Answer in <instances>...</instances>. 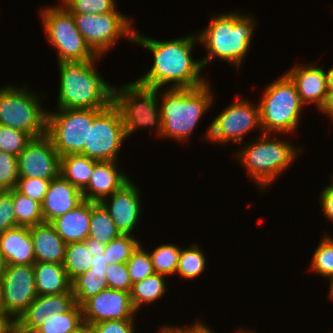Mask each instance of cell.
I'll use <instances>...</instances> for the list:
<instances>
[{"label": "cell", "mask_w": 333, "mask_h": 333, "mask_svg": "<svg viewBox=\"0 0 333 333\" xmlns=\"http://www.w3.org/2000/svg\"><path fill=\"white\" fill-rule=\"evenodd\" d=\"M197 41L198 34L160 41L135 30L133 43L147 48L154 57L150 70L137 81L145 86L158 88H163L168 83L172 85L173 82L171 88H195L206 84L207 81L200 76L203 69L201 59L194 60L191 56Z\"/></svg>", "instance_id": "1"}, {"label": "cell", "mask_w": 333, "mask_h": 333, "mask_svg": "<svg viewBox=\"0 0 333 333\" xmlns=\"http://www.w3.org/2000/svg\"><path fill=\"white\" fill-rule=\"evenodd\" d=\"M91 61L60 62L57 109H104L113 103V87Z\"/></svg>", "instance_id": "2"}, {"label": "cell", "mask_w": 333, "mask_h": 333, "mask_svg": "<svg viewBox=\"0 0 333 333\" xmlns=\"http://www.w3.org/2000/svg\"><path fill=\"white\" fill-rule=\"evenodd\" d=\"M205 29L198 33L199 42L205 45L207 54L201 60L202 66L213 58L234 64L237 69L250 49L256 21L250 15L239 11L214 15Z\"/></svg>", "instance_id": "3"}, {"label": "cell", "mask_w": 333, "mask_h": 333, "mask_svg": "<svg viewBox=\"0 0 333 333\" xmlns=\"http://www.w3.org/2000/svg\"><path fill=\"white\" fill-rule=\"evenodd\" d=\"M169 87V88H168ZM161 94L160 114L162 117V136L168 139L188 138L208 108L213 97L209 82L195 88H171Z\"/></svg>", "instance_id": "4"}, {"label": "cell", "mask_w": 333, "mask_h": 333, "mask_svg": "<svg viewBox=\"0 0 333 333\" xmlns=\"http://www.w3.org/2000/svg\"><path fill=\"white\" fill-rule=\"evenodd\" d=\"M273 134L262 133L253 142L243 145L236 154L253 181L264 190L294 162L301 149Z\"/></svg>", "instance_id": "5"}, {"label": "cell", "mask_w": 333, "mask_h": 333, "mask_svg": "<svg viewBox=\"0 0 333 333\" xmlns=\"http://www.w3.org/2000/svg\"><path fill=\"white\" fill-rule=\"evenodd\" d=\"M264 92L259 102L262 133H293L304 106L294 82L285 73L269 83Z\"/></svg>", "instance_id": "6"}, {"label": "cell", "mask_w": 333, "mask_h": 333, "mask_svg": "<svg viewBox=\"0 0 333 333\" xmlns=\"http://www.w3.org/2000/svg\"><path fill=\"white\" fill-rule=\"evenodd\" d=\"M158 87L145 86L136 81L122 85L120 89L113 87V104L118 108L128 138L134 131L145 127L156 129L162 136L163 123L160 114Z\"/></svg>", "instance_id": "7"}, {"label": "cell", "mask_w": 333, "mask_h": 333, "mask_svg": "<svg viewBox=\"0 0 333 333\" xmlns=\"http://www.w3.org/2000/svg\"><path fill=\"white\" fill-rule=\"evenodd\" d=\"M28 91L27 86L0 88V125L36 138L46 134L47 111L42 108L39 95Z\"/></svg>", "instance_id": "8"}, {"label": "cell", "mask_w": 333, "mask_h": 333, "mask_svg": "<svg viewBox=\"0 0 333 333\" xmlns=\"http://www.w3.org/2000/svg\"><path fill=\"white\" fill-rule=\"evenodd\" d=\"M41 13L48 41L56 48L58 63L91 61L97 57L78 31L73 14L63 5L47 6Z\"/></svg>", "instance_id": "9"}, {"label": "cell", "mask_w": 333, "mask_h": 333, "mask_svg": "<svg viewBox=\"0 0 333 333\" xmlns=\"http://www.w3.org/2000/svg\"><path fill=\"white\" fill-rule=\"evenodd\" d=\"M103 109H58L47 112L46 135L63 157L80 154L88 143L89 125Z\"/></svg>", "instance_id": "10"}, {"label": "cell", "mask_w": 333, "mask_h": 333, "mask_svg": "<svg viewBox=\"0 0 333 333\" xmlns=\"http://www.w3.org/2000/svg\"><path fill=\"white\" fill-rule=\"evenodd\" d=\"M76 27L92 51L102 58L119 38L133 42L132 20L121 12L73 15Z\"/></svg>", "instance_id": "11"}, {"label": "cell", "mask_w": 333, "mask_h": 333, "mask_svg": "<svg viewBox=\"0 0 333 333\" xmlns=\"http://www.w3.org/2000/svg\"><path fill=\"white\" fill-rule=\"evenodd\" d=\"M126 139L118 108L112 103L89 125L88 143L80 153L96 161H117L120 146Z\"/></svg>", "instance_id": "12"}, {"label": "cell", "mask_w": 333, "mask_h": 333, "mask_svg": "<svg viewBox=\"0 0 333 333\" xmlns=\"http://www.w3.org/2000/svg\"><path fill=\"white\" fill-rule=\"evenodd\" d=\"M236 96L237 100L214 118L204 139L221 144L232 141L236 144L243 142L244 136L250 131L259 127L261 129L259 105L254 106L249 100H239V95Z\"/></svg>", "instance_id": "13"}, {"label": "cell", "mask_w": 333, "mask_h": 333, "mask_svg": "<svg viewBox=\"0 0 333 333\" xmlns=\"http://www.w3.org/2000/svg\"><path fill=\"white\" fill-rule=\"evenodd\" d=\"M37 296L33 265H6L0 307L17 321Z\"/></svg>", "instance_id": "14"}, {"label": "cell", "mask_w": 333, "mask_h": 333, "mask_svg": "<svg viewBox=\"0 0 333 333\" xmlns=\"http://www.w3.org/2000/svg\"><path fill=\"white\" fill-rule=\"evenodd\" d=\"M17 159L19 178L52 180L60 175V155L46 134L32 138Z\"/></svg>", "instance_id": "15"}, {"label": "cell", "mask_w": 333, "mask_h": 333, "mask_svg": "<svg viewBox=\"0 0 333 333\" xmlns=\"http://www.w3.org/2000/svg\"><path fill=\"white\" fill-rule=\"evenodd\" d=\"M83 321L92 325L103 321L134 320L130 293L112 288L100 291L82 305Z\"/></svg>", "instance_id": "16"}, {"label": "cell", "mask_w": 333, "mask_h": 333, "mask_svg": "<svg viewBox=\"0 0 333 333\" xmlns=\"http://www.w3.org/2000/svg\"><path fill=\"white\" fill-rule=\"evenodd\" d=\"M139 190L129 179L109 196L111 202L108 198L101 202L121 234L133 233L140 219L141 202Z\"/></svg>", "instance_id": "17"}, {"label": "cell", "mask_w": 333, "mask_h": 333, "mask_svg": "<svg viewBox=\"0 0 333 333\" xmlns=\"http://www.w3.org/2000/svg\"><path fill=\"white\" fill-rule=\"evenodd\" d=\"M286 74L294 82L301 103L313 104L321 112L328 99L326 71L322 66L317 67L299 64L289 69Z\"/></svg>", "instance_id": "18"}, {"label": "cell", "mask_w": 333, "mask_h": 333, "mask_svg": "<svg viewBox=\"0 0 333 333\" xmlns=\"http://www.w3.org/2000/svg\"><path fill=\"white\" fill-rule=\"evenodd\" d=\"M75 297L72 289L67 293L54 295H38L27 307V310L16 321L23 330L34 333L51 315L66 313L74 305Z\"/></svg>", "instance_id": "19"}, {"label": "cell", "mask_w": 333, "mask_h": 333, "mask_svg": "<svg viewBox=\"0 0 333 333\" xmlns=\"http://www.w3.org/2000/svg\"><path fill=\"white\" fill-rule=\"evenodd\" d=\"M83 201L82 191L59 175L50 181L44 201L41 204L44 222L51 223L59 216L75 209Z\"/></svg>", "instance_id": "20"}, {"label": "cell", "mask_w": 333, "mask_h": 333, "mask_svg": "<svg viewBox=\"0 0 333 333\" xmlns=\"http://www.w3.org/2000/svg\"><path fill=\"white\" fill-rule=\"evenodd\" d=\"M116 164V161H99L94 165L89 184L82 190L84 200L101 203L130 179L118 171Z\"/></svg>", "instance_id": "21"}, {"label": "cell", "mask_w": 333, "mask_h": 333, "mask_svg": "<svg viewBox=\"0 0 333 333\" xmlns=\"http://www.w3.org/2000/svg\"><path fill=\"white\" fill-rule=\"evenodd\" d=\"M35 262L63 264L66 243L51 223L43 222L29 227Z\"/></svg>", "instance_id": "22"}, {"label": "cell", "mask_w": 333, "mask_h": 333, "mask_svg": "<svg viewBox=\"0 0 333 333\" xmlns=\"http://www.w3.org/2000/svg\"><path fill=\"white\" fill-rule=\"evenodd\" d=\"M0 252L7 265H33L35 257L29 227L17 226L0 234Z\"/></svg>", "instance_id": "23"}, {"label": "cell", "mask_w": 333, "mask_h": 333, "mask_svg": "<svg viewBox=\"0 0 333 333\" xmlns=\"http://www.w3.org/2000/svg\"><path fill=\"white\" fill-rule=\"evenodd\" d=\"M91 201L84 200L75 209L54 219L51 224L66 243L82 242L89 236Z\"/></svg>", "instance_id": "24"}, {"label": "cell", "mask_w": 333, "mask_h": 333, "mask_svg": "<svg viewBox=\"0 0 333 333\" xmlns=\"http://www.w3.org/2000/svg\"><path fill=\"white\" fill-rule=\"evenodd\" d=\"M33 267L37 295L62 294L72 289L63 264L35 262Z\"/></svg>", "instance_id": "25"}, {"label": "cell", "mask_w": 333, "mask_h": 333, "mask_svg": "<svg viewBox=\"0 0 333 333\" xmlns=\"http://www.w3.org/2000/svg\"><path fill=\"white\" fill-rule=\"evenodd\" d=\"M97 162L82 154L65 155L60 157V175L82 191L89 184Z\"/></svg>", "instance_id": "26"}, {"label": "cell", "mask_w": 333, "mask_h": 333, "mask_svg": "<svg viewBox=\"0 0 333 333\" xmlns=\"http://www.w3.org/2000/svg\"><path fill=\"white\" fill-rule=\"evenodd\" d=\"M166 277L163 274L154 273L144 280L132 284L130 300L136 312L144 304H150L160 299L167 291Z\"/></svg>", "instance_id": "27"}, {"label": "cell", "mask_w": 333, "mask_h": 333, "mask_svg": "<svg viewBox=\"0 0 333 333\" xmlns=\"http://www.w3.org/2000/svg\"><path fill=\"white\" fill-rule=\"evenodd\" d=\"M120 235L106 208L101 203L91 202L88 237L107 245Z\"/></svg>", "instance_id": "28"}, {"label": "cell", "mask_w": 333, "mask_h": 333, "mask_svg": "<svg viewBox=\"0 0 333 333\" xmlns=\"http://www.w3.org/2000/svg\"><path fill=\"white\" fill-rule=\"evenodd\" d=\"M93 256L86 248L85 241L71 242L66 245L64 269L72 282L92 266Z\"/></svg>", "instance_id": "29"}, {"label": "cell", "mask_w": 333, "mask_h": 333, "mask_svg": "<svg viewBox=\"0 0 333 333\" xmlns=\"http://www.w3.org/2000/svg\"><path fill=\"white\" fill-rule=\"evenodd\" d=\"M12 199L16 217V227H31L44 222L40 203L23 195L15 188L12 190Z\"/></svg>", "instance_id": "30"}, {"label": "cell", "mask_w": 333, "mask_h": 333, "mask_svg": "<svg viewBox=\"0 0 333 333\" xmlns=\"http://www.w3.org/2000/svg\"><path fill=\"white\" fill-rule=\"evenodd\" d=\"M83 322L82 308L75 304L66 313L49 316L34 333H69Z\"/></svg>", "instance_id": "31"}, {"label": "cell", "mask_w": 333, "mask_h": 333, "mask_svg": "<svg viewBox=\"0 0 333 333\" xmlns=\"http://www.w3.org/2000/svg\"><path fill=\"white\" fill-rule=\"evenodd\" d=\"M206 267V256L197 244L181 249L176 274L185 278L193 279Z\"/></svg>", "instance_id": "32"}, {"label": "cell", "mask_w": 333, "mask_h": 333, "mask_svg": "<svg viewBox=\"0 0 333 333\" xmlns=\"http://www.w3.org/2000/svg\"><path fill=\"white\" fill-rule=\"evenodd\" d=\"M181 249L169 243L161 244L149 252L155 273L169 276L176 274Z\"/></svg>", "instance_id": "33"}, {"label": "cell", "mask_w": 333, "mask_h": 333, "mask_svg": "<svg viewBox=\"0 0 333 333\" xmlns=\"http://www.w3.org/2000/svg\"><path fill=\"white\" fill-rule=\"evenodd\" d=\"M139 244V240L134 238L133 234H121L118 238L109 242L104 251L108 265L127 263Z\"/></svg>", "instance_id": "34"}, {"label": "cell", "mask_w": 333, "mask_h": 333, "mask_svg": "<svg viewBox=\"0 0 333 333\" xmlns=\"http://www.w3.org/2000/svg\"><path fill=\"white\" fill-rule=\"evenodd\" d=\"M310 271L326 278L333 275V238L325 234L311 260Z\"/></svg>", "instance_id": "35"}, {"label": "cell", "mask_w": 333, "mask_h": 333, "mask_svg": "<svg viewBox=\"0 0 333 333\" xmlns=\"http://www.w3.org/2000/svg\"><path fill=\"white\" fill-rule=\"evenodd\" d=\"M73 15L119 12L115 0H60Z\"/></svg>", "instance_id": "36"}, {"label": "cell", "mask_w": 333, "mask_h": 333, "mask_svg": "<svg viewBox=\"0 0 333 333\" xmlns=\"http://www.w3.org/2000/svg\"><path fill=\"white\" fill-rule=\"evenodd\" d=\"M126 265L132 284L142 281L155 273L149 251L144 250L141 244L133 251Z\"/></svg>", "instance_id": "37"}, {"label": "cell", "mask_w": 333, "mask_h": 333, "mask_svg": "<svg viewBox=\"0 0 333 333\" xmlns=\"http://www.w3.org/2000/svg\"><path fill=\"white\" fill-rule=\"evenodd\" d=\"M106 281L95 278L94 275H79L72 281V293L77 305L81 306L90 297L107 289Z\"/></svg>", "instance_id": "38"}, {"label": "cell", "mask_w": 333, "mask_h": 333, "mask_svg": "<svg viewBox=\"0 0 333 333\" xmlns=\"http://www.w3.org/2000/svg\"><path fill=\"white\" fill-rule=\"evenodd\" d=\"M32 137L20 130L0 125V151L19 156Z\"/></svg>", "instance_id": "39"}, {"label": "cell", "mask_w": 333, "mask_h": 333, "mask_svg": "<svg viewBox=\"0 0 333 333\" xmlns=\"http://www.w3.org/2000/svg\"><path fill=\"white\" fill-rule=\"evenodd\" d=\"M18 179L17 156L0 151V191L13 190Z\"/></svg>", "instance_id": "40"}, {"label": "cell", "mask_w": 333, "mask_h": 333, "mask_svg": "<svg viewBox=\"0 0 333 333\" xmlns=\"http://www.w3.org/2000/svg\"><path fill=\"white\" fill-rule=\"evenodd\" d=\"M105 279L108 288L130 293L132 282L126 263L108 265Z\"/></svg>", "instance_id": "41"}, {"label": "cell", "mask_w": 333, "mask_h": 333, "mask_svg": "<svg viewBox=\"0 0 333 333\" xmlns=\"http://www.w3.org/2000/svg\"><path fill=\"white\" fill-rule=\"evenodd\" d=\"M50 181L51 180L41 178H19L15 189L23 195L28 196L29 198L42 204Z\"/></svg>", "instance_id": "42"}, {"label": "cell", "mask_w": 333, "mask_h": 333, "mask_svg": "<svg viewBox=\"0 0 333 333\" xmlns=\"http://www.w3.org/2000/svg\"><path fill=\"white\" fill-rule=\"evenodd\" d=\"M12 190L0 191V234L16 227Z\"/></svg>", "instance_id": "43"}, {"label": "cell", "mask_w": 333, "mask_h": 333, "mask_svg": "<svg viewBox=\"0 0 333 333\" xmlns=\"http://www.w3.org/2000/svg\"><path fill=\"white\" fill-rule=\"evenodd\" d=\"M134 320L103 321L91 325L92 333H134Z\"/></svg>", "instance_id": "44"}, {"label": "cell", "mask_w": 333, "mask_h": 333, "mask_svg": "<svg viewBox=\"0 0 333 333\" xmlns=\"http://www.w3.org/2000/svg\"><path fill=\"white\" fill-rule=\"evenodd\" d=\"M92 261L91 268L81 275H94L95 278H98L101 281H106L105 276L108 263L104 253H98V255L93 256Z\"/></svg>", "instance_id": "45"}, {"label": "cell", "mask_w": 333, "mask_h": 333, "mask_svg": "<svg viewBox=\"0 0 333 333\" xmlns=\"http://www.w3.org/2000/svg\"><path fill=\"white\" fill-rule=\"evenodd\" d=\"M320 197L322 212H324L326 219L333 222V186L329 184L323 188Z\"/></svg>", "instance_id": "46"}, {"label": "cell", "mask_w": 333, "mask_h": 333, "mask_svg": "<svg viewBox=\"0 0 333 333\" xmlns=\"http://www.w3.org/2000/svg\"><path fill=\"white\" fill-rule=\"evenodd\" d=\"M177 333H215L211 328L204 325L201 321H197L195 324L189 326L188 328H180L171 326ZM243 330H238V333H241Z\"/></svg>", "instance_id": "47"}, {"label": "cell", "mask_w": 333, "mask_h": 333, "mask_svg": "<svg viewBox=\"0 0 333 333\" xmlns=\"http://www.w3.org/2000/svg\"><path fill=\"white\" fill-rule=\"evenodd\" d=\"M16 321L0 307V333H9Z\"/></svg>", "instance_id": "48"}, {"label": "cell", "mask_w": 333, "mask_h": 333, "mask_svg": "<svg viewBox=\"0 0 333 333\" xmlns=\"http://www.w3.org/2000/svg\"><path fill=\"white\" fill-rule=\"evenodd\" d=\"M86 248L91 253L92 256L98 255V253L102 254L105 251L106 244L100 243L99 241L88 237L85 240Z\"/></svg>", "instance_id": "49"}, {"label": "cell", "mask_w": 333, "mask_h": 333, "mask_svg": "<svg viewBox=\"0 0 333 333\" xmlns=\"http://www.w3.org/2000/svg\"><path fill=\"white\" fill-rule=\"evenodd\" d=\"M321 112L327 114L333 121V91H328V99Z\"/></svg>", "instance_id": "50"}, {"label": "cell", "mask_w": 333, "mask_h": 333, "mask_svg": "<svg viewBox=\"0 0 333 333\" xmlns=\"http://www.w3.org/2000/svg\"><path fill=\"white\" fill-rule=\"evenodd\" d=\"M69 333H92L91 325L83 321L78 327L71 330Z\"/></svg>", "instance_id": "51"}, {"label": "cell", "mask_w": 333, "mask_h": 333, "mask_svg": "<svg viewBox=\"0 0 333 333\" xmlns=\"http://www.w3.org/2000/svg\"><path fill=\"white\" fill-rule=\"evenodd\" d=\"M328 91H333V67L326 72Z\"/></svg>", "instance_id": "52"}, {"label": "cell", "mask_w": 333, "mask_h": 333, "mask_svg": "<svg viewBox=\"0 0 333 333\" xmlns=\"http://www.w3.org/2000/svg\"><path fill=\"white\" fill-rule=\"evenodd\" d=\"M6 261L4 260V257L2 255V253L0 252V280L3 277V274L5 272V268H6Z\"/></svg>", "instance_id": "53"}, {"label": "cell", "mask_w": 333, "mask_h": 333, "mask_svg": "<svg viewBox=\"0 0 333 333\" xmlns=\"http://www.w3.org/2000/svg\"><path fill=\"white\" fill-rule=\"evenodd\" d=\"M9 333H31L21 329L17 324L9 331Z\"/></svg>", "instance_id": "54"}, {"label": "cell", "mask_w": 333, "mask_h": 333, "mask_svg": "<svg viewBox=\"0 0 333 333\" xmlns=\"http://www.w3.org/2000/svg\"><path fill=\"white\" fill-rule=\"evenodd\" d=\"M160 333H177L171 326H166L160 329Z\"/></svg>", "instance_id": "55"}, {"label": "cell", "mask_w": 333, "mask_h": 333, "mask_svg": "<svg viewBox=\"0 0 333 333\" xmlns=\"http://www.w3.org/2000/svg\"><path fill=\"white\" fill-rule=\"evenodd\" d=\"M330 280V288H329V295L328 297L333 300V275L328 277Z\"/></svg>", "instance_id": "56"}, {"label": "cell", "mask_w": 333, "mask_h": 333, "mask_svg": "<svg viewBox=\"0 0 333 333\" xmlns=\"http://www.w3.org/2000/svg\"><path fill=\"white\" fill-rule=\"evenodd\" d=\"M241 333H248V330H246V331H245V330H243Z\"/></svg>", "instance_id": "57"}, {"label": "cell", "mask_w": 333, "mask_h": 333, "mask_svg": "<svg viewBox=\"0 0 333 333\" xmlns=\"http://www.w3.org/2000/svg\"><path fill=\"white\" fill-rule=\"evenodd\" d=\"M331 181H332V182H331L330 184L333 186V176H332V179H331Z\"/></svg>", "instance_id": "58"}]
</instances>
